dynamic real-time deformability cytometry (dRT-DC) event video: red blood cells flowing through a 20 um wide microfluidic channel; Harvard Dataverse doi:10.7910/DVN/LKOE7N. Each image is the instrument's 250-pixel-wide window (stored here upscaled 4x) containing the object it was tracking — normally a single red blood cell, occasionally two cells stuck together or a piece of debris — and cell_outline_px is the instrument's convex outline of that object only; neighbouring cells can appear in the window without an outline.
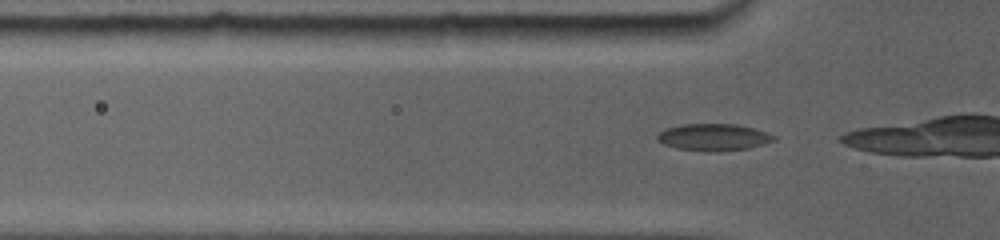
{"species": "common noctule bat (a hibernating species)", "species_latin": "Nyctalus noctula", "temperature_condition": "room temperature", "stored_images_in_passage": 4, "camera_frame_rate_fps": 5000, "um_per_image_px": 0.085, "animal": {"sex": "female", "body_mass_g": 19.0, "forearm_length_mm": 56.7}, "frame": {"image": 1, "passage_image": 2, "time_ms": 0.2, "image_size_px": [1000, 240], "cell_outline_px": [[772, 140], [748, 148], [676, 148], [664, 144], [656, 136], [660, 132], [668, 128], [684, 124], [732, 124], [752, 128], [764, 132], [772, 136]], "centroid_in_image_um": [60.58, 11.6], "position_along_channel_um": 65.2, "area_um2": 16.53}}